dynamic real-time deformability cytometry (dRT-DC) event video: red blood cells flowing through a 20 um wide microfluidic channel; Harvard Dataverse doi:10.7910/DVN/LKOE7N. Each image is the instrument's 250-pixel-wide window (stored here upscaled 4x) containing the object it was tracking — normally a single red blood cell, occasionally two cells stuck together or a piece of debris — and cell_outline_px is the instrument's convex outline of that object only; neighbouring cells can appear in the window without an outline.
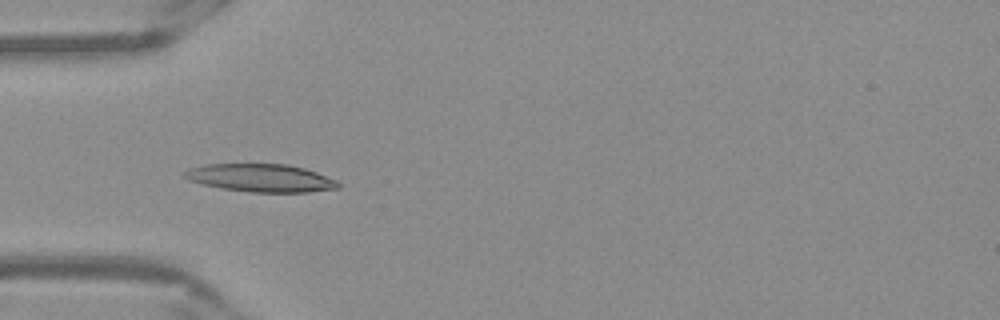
{"species": "Egyptian fruit bat (a non-hibernating species)", "species_latin": "Rousettus aegyptiacus", "temperature_condition": "warm", "stored_images_in_passage": 15, "camera_frame_rate_fps": 3000, "um_per_image_px": 0.085, "frame": {"image": 1, "passage_image": 3, "time_ms": 0.667, "image_size_px": [1000, 320], "cell_outline_px": [[340, 188], [308, 192], [252, 192], [220, 188], [188, 180], [180, 176], [188, 168], [204, 164], [288, 164], [304, 168], [316, 172], [336, 180], [340, 184]], "centroid_in_image_um": [22.13, 15.12], "position_along_channel_um": 62.9, "area_um2": 25.09}}
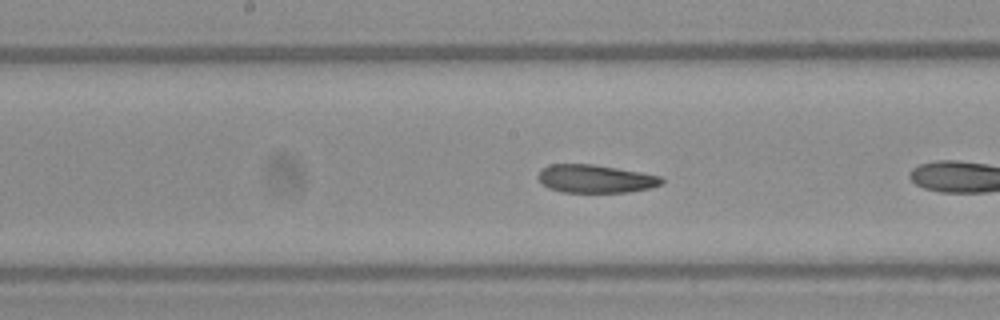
{"frame": {"image": 2, "passage_image": 11, "time_ms": 3.333, "image_size_px": [1000, 320], "cell_outline_px": [[664, 180], [660, 184], [652, 188], [628, 192], [560, 192], [548, 188], [536, 176], [544, 168], [552, 164], [592, 164], [640, 172], [660, 176]], "centroid_in_image_um": [50.62, 15.2], "position_along_channel_um": 197.6, "area_um2": 20.06}}